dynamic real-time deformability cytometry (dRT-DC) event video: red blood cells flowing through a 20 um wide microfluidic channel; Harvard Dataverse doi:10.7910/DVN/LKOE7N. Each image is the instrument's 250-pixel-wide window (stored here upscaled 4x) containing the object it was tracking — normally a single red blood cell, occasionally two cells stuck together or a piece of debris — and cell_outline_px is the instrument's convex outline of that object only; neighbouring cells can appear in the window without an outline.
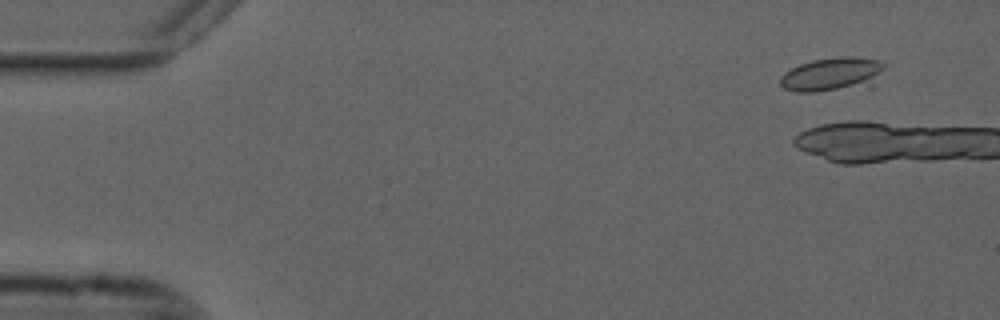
{"species": "common noctule bat (a hibernating species)", "species_latin": "Nyctalus noctula", "temperature_condition": "cold", "stored_images_in_passage": 8, "camera_frame_rate_fps": 3000, "um_per_image_px": 0.085, "animal": {"sex": "male", "forearm_length_mm": 52.5}, "frame": {"image": 1, "passage_image": 4, "time_ms": 1.0, "image_size_px": [1000, 320], "cell_outline_px": [[884, 68], [872, 76], [864, 80], [852, 84], [836, 88], [812, 92], [796, 92], [784, 88], [780, 84], [780, 76], [784, 72], [800, 64], [812, 60], [840, 56], [852, 56], [880, 60], [884, 64]], "centroid_in_image_um": [70.51, 6.24], "position_along_channel_um": 14.5, "area_um2": 18.84}}